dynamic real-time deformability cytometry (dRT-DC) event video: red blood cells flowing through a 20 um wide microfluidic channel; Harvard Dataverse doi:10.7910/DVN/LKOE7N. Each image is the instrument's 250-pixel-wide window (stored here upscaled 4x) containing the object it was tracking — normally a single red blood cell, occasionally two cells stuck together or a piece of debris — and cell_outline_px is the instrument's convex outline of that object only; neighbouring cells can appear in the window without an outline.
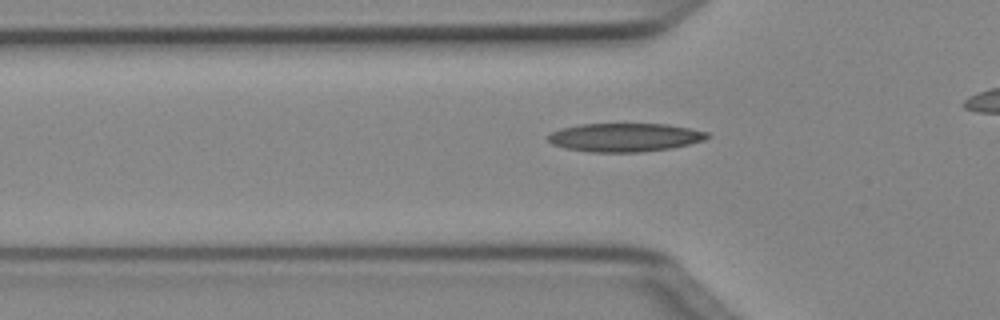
{"species": "Egyptian fruit bat (a non-hibernating species)", "species_latin": "Rousettus aegyptiacus", "temperature_condition": "cold", "stored_images_in_passage": 35, "camera_frame_rate_fps": 3000, "um_per_image_px": 0.085, "animal": {"sex": "female"}, "frame": {"image": 1, "passage_image": 10, "time_ms": 3.0, "image_size_px": [1000, 320], "cell_outline_px": [[712, 136], [704, 140], [672, 148], [640, 152], [592, 152], [564, 148], [552, 144], [548, 140], [548, 136], [552, 132], [560, 128], [580, 124], [668, 124], [708, 132]], "centroid_in_image_um": [53.11, 11.68], "position_along_channel_um": 72.7, "area_um2": 26.47}}
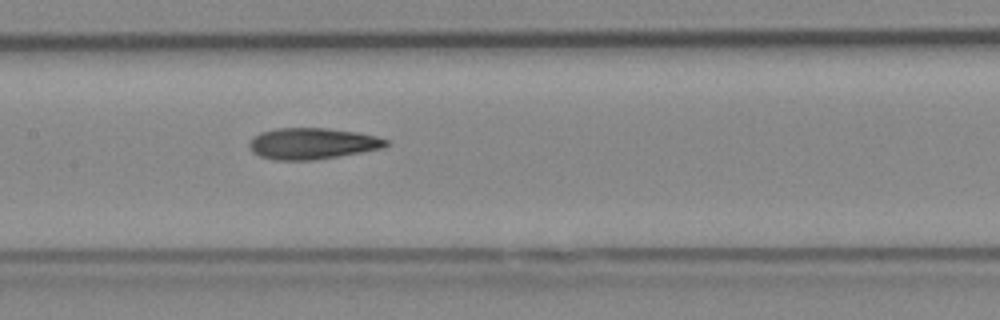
{"frame": {"image": 2, "passage_image": 18, "time_ms": 5.667, "image_size_px": [1000, 320], "cell_outline_px": [[388, 144], [384, 148], [340, 156], [312, 160], [276, 160], [260, 156], [252, 152], [248, 144], [260, 132], [276, 128], [328, 128], [356, 132], [376, 136], [388, 140]], "centroid_in_image_um": [26.56, 12.2], "position_along_channel_um": 180.8, "area_um2": 24.85}}
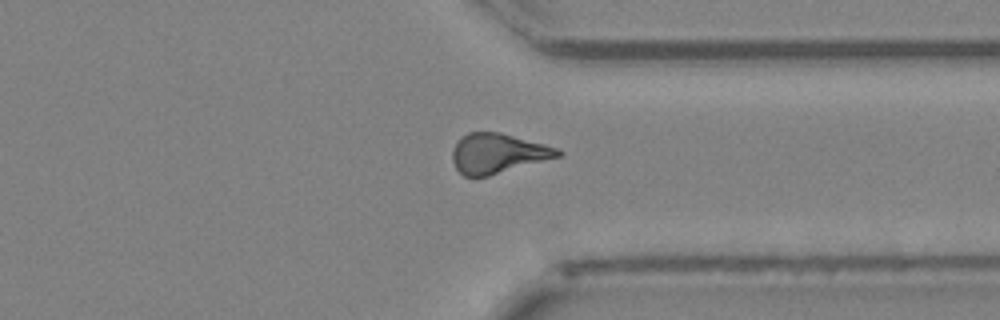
{"frame": {"image": 3, "passage_image": 32, "time_ms": 10.333, "image_size_px": [1000, 320], "cell_outline_px": [[564, 152], [560, 156], [488, 176], [464, 176], [456, 168], [452, 160], [452, 148], [456, 140], [460, 136], [468, 132], [500, 132], [544, 144], [556, 148]], "centroid_in_image_um": [42.26, 13.02], "position_along_channel_um": 369.1, "area_um2": 24.39}}